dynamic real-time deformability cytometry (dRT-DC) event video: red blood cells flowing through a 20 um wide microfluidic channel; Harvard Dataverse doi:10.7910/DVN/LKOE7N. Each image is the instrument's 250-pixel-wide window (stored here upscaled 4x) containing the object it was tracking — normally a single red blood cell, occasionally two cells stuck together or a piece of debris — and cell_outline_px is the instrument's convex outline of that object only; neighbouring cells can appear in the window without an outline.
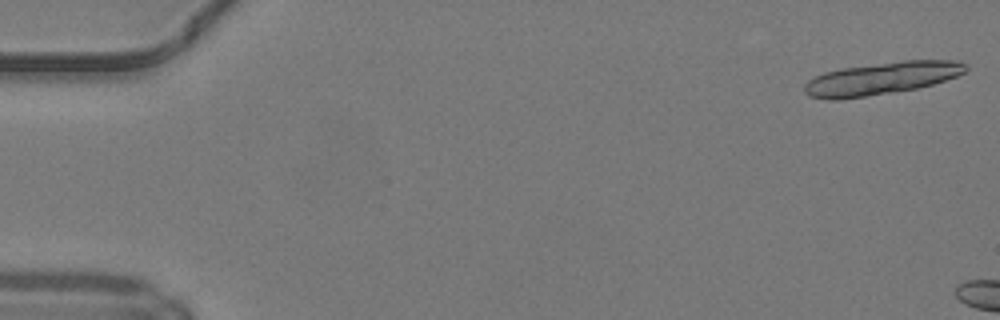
{"species": "common noctule bat (a hibernating species)", "species_latin": "Nyctalus noctula", "temperature_condition": "warm", "stored_images_in_passage": 5, "camera_frame_rate_fps": 3000, "um_per_image_px": 0.085, "animal": {"sex": "male", "body_mass_g": 19.2, "forearm_length_mm": 51.8}, "frame": {"image": 1, "passage_image": 1, "time_ms": 0.0, "image_size_px": [1000, 320], "cell_outline_px": [[968, 68], [964, 72], [956, 76], [932, 84], [916, 88], [892, 92], [840, 100], [828, 100], [808, 96], [804, 92], [804, 84], [808, 80], [824, 72], [844, 68], [904, 60], [960, 60], [968, 64]], "centroid_in_image_um": [74.92, 6.66], "position_along_channel_um": 10.1, "area_um2": 30.46}}